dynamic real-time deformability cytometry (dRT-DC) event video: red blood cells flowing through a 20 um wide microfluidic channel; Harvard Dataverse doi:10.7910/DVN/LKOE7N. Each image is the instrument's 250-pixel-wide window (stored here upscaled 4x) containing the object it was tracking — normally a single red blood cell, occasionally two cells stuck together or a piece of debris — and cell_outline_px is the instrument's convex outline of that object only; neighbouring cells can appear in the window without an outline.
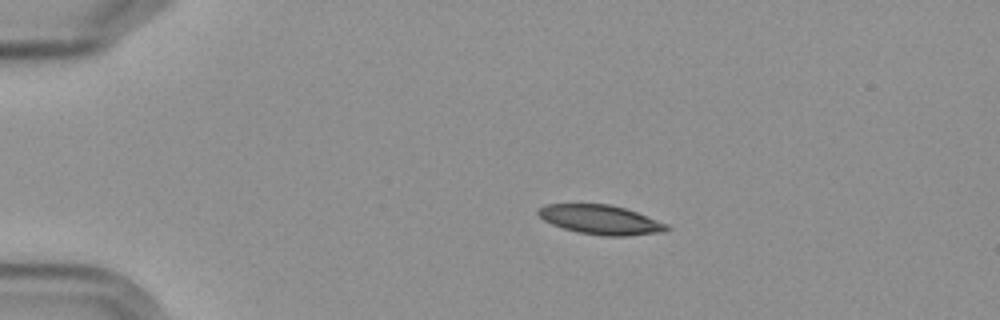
{"species": "Egyptian fruit bat (a non-hibernating species)", "species_latin": "Rousettus aegyptiacus", "temperature_condition": "cold", "stored_images_in_passage": 6, "camera_frame_rate_fps": 3000, "um_per_image_px": 0.085, "frame": {"image": 1, "passage_image": 4, "time_ms": 3.333, "image_size_px": [1000, 320], "cell_outline_px": [[672, 228], [664, 232], [624, 236], [604, 236], [576, 232], [552, 224], [544, 220], [536, 212], [544, 204], [608, 204], [624, 208], [636, 212], [668, 224]], "centroid_in_image_um": [51.07, 18.68], "position_along_channel_um": 33.9, "area_um2": 21.91}}
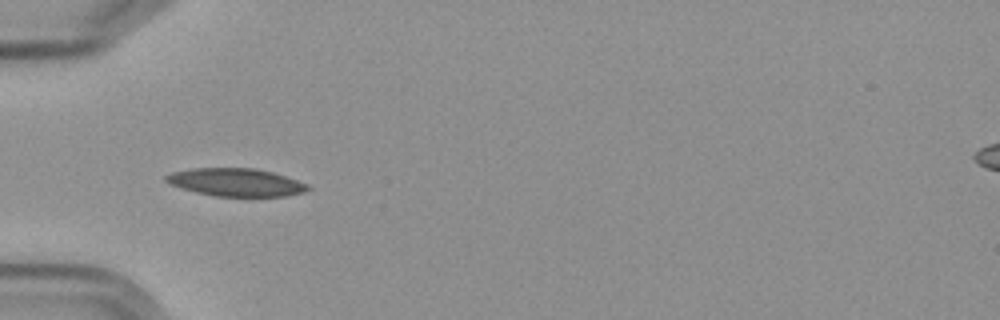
{"frame": {"image": 2, "passage_image": 5, "time_ms": 5.667, "image_size_px": [1000, 320], "cell_outline_px": [[312, 188], [304, 192], [284, 196], [216, 196], [196, 192], [180, 188], [168, 184], [164, 180], [164, 176], [172, 172], [192, 168], [256, 168], [272, 172], [308, 184]], "centroid_in_image_um": [20.02, 15.49], "position_along_channel_um": 65.0, "area_um2": 23.06}}
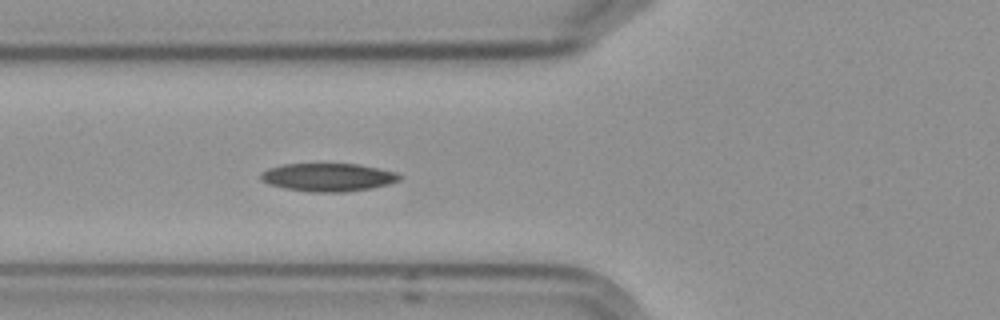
{"frame": {"image": 3, "passage_image": 6, "time_ms": 6.667, "image_size_px": [1000, 320], "cell_outline_px": [[400, 180], [388, 184], [372, 188], [344, 192], [312, 192], [284, 188], [268, 184], [260, 180], [260, 172], [268, 168], [284, 164], [356, 164], [396, 172], [400, 176]], "centroid_in_image_um": [27.83, 15.07], "position_along_channel_um": 98.0, "area_um2": 22.66}}